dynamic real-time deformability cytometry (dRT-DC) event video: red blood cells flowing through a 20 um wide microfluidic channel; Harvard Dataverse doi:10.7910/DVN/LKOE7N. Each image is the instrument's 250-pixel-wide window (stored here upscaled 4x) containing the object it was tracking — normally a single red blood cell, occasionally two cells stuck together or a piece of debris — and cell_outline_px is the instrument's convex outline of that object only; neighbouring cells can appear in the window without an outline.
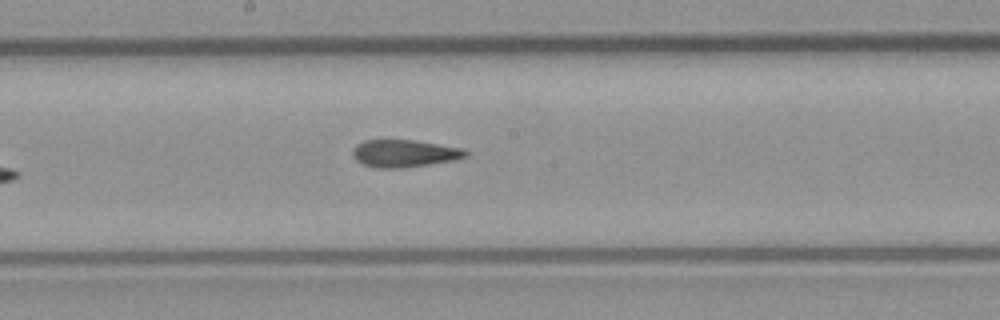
{"species": "common noctule bat (a hibernating species)", "species_latin": "Nyctalus noctula", "temperature_condition": "room temperature", "stored_images_in_passage": 8, "camera_frame_rate_fps": 3000, "um_per_image_px": 0.085, "animal": {"sex": "male", "body_mass_g": 23.1, "forearm_length_mm": 52.7}, "frame": {"image": 1, "passage_image": 8, "time_ms": 2.333, "image_size_px": [1000, 320], "cell_outline_px": [[468, 156], [456, 160], [400, 168], [376, 168], [364, 164], [356, 160], [352, 156], [352, 148], [356, 144], [364, 140], [416, 140], [464, 148], [468, 152]], "centroid_in_image_um": [34.37, 13.03], "position_along_channel_um": 213.8, "area_um2": 18.21}}